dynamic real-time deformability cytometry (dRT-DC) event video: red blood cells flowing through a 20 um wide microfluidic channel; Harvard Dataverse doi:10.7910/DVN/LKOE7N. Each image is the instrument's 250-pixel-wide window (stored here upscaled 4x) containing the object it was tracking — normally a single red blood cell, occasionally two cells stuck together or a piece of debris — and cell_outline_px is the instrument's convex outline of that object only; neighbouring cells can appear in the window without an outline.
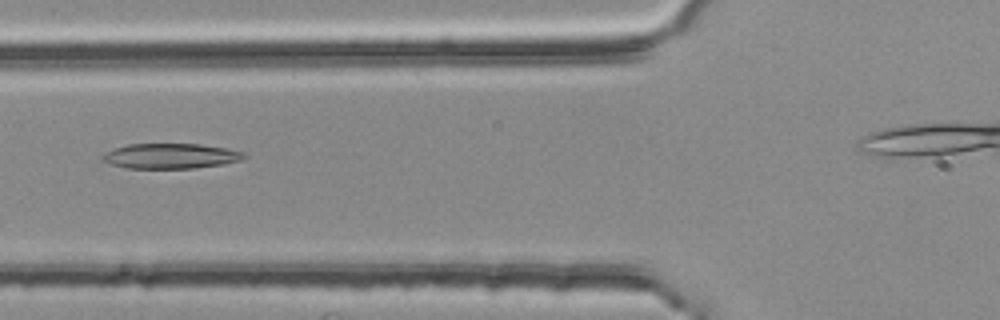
{"species": "common noctule bat (a hibernating species)", "species_latin": "Nyctalus noctula", "temperature_condition": "room temperature", "stored_images_in_passage": 37, "camera_frame_rate_fps": 3000, "um_per_image_px": 0.085, "animal": {"sex": "female", "body_mass_g": 25.1}, "frame": {"image": 1, "passage_image": 8, "time_ms": 2.333, "image_size_px": [1000, 320], "cell_outline_px": [[248, 156], [240, 160], [220, 164], [196, 168], [128, 168], [108, 164], [100, 160], [100, 156], [116, 148], [128, 144], [200, 144], [224, 148], [244, 152]], "centroid_in_image_um": [14.47, 13.26], "position_along_channel_um": 111.3, "area_um2": 20.63}}
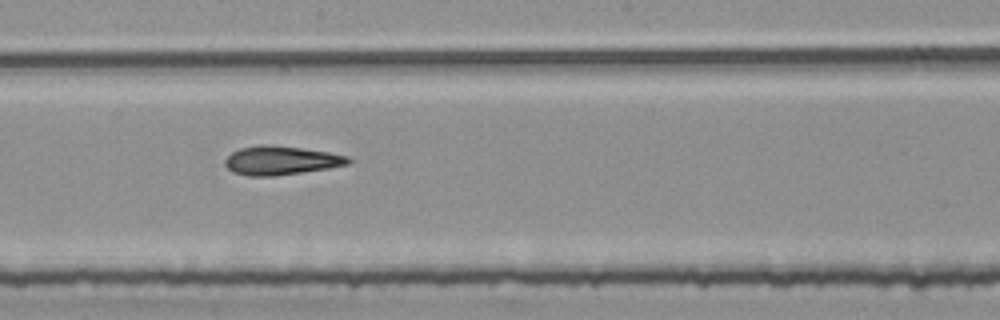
{"frame": {"image": 2, "passage_image": 17, "time_ms": 5.333, "image_size_px": [1000, 320], "cell_outline_px": [[352, 160], [348, 164], [328, 168], [272, 176], [248, 176], [232, 172], [224, 164], [224, 160], [232, 152], [240, 148], [260, 144], [268, 144], [300, 148], [328, 152], [348, 156]], "centroid_in_image_um": [23.85, 13.63], "position_along_channel_um": 224.4, "area_um2": 20.58}}
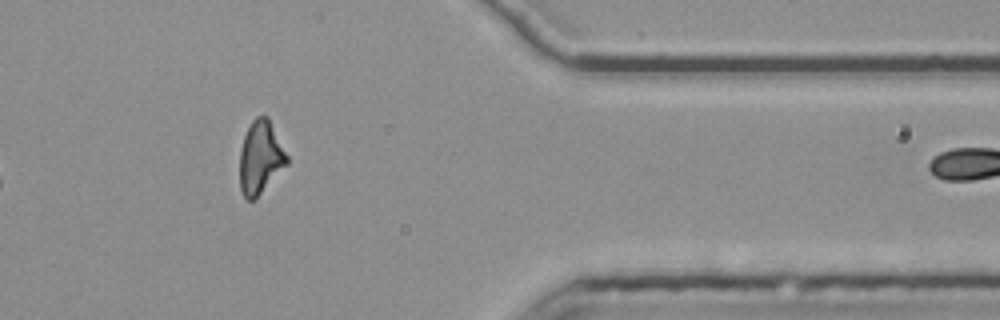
{"frame": {"image": 3, "passage_image": 32, "time_ms": 10.333, "image_size_px": [1000, 320], "cell_outline_px": [[288, 164], [252, 200], [248, 200], [244, 196], [240, 188], [240, 148], [244, 136], [252, 120], [256, 116], [268, 116], [288, 156]], "centroid_in_image_um": [22.13, 13.34], "position_along_channel_um": 389.3, "area_um2": 19.77}, "authors_computed_cell_mechanics": {"area_um2": 20.5768, "velocity_mm_per_s": 3.7564, "shape_relaxation_time_tau1_ms": null, "shape_relaxation_time_tau2_ms": 2.6516, "deformation_change_tau1": null, "deformation_change_tau2": 0.1308}}